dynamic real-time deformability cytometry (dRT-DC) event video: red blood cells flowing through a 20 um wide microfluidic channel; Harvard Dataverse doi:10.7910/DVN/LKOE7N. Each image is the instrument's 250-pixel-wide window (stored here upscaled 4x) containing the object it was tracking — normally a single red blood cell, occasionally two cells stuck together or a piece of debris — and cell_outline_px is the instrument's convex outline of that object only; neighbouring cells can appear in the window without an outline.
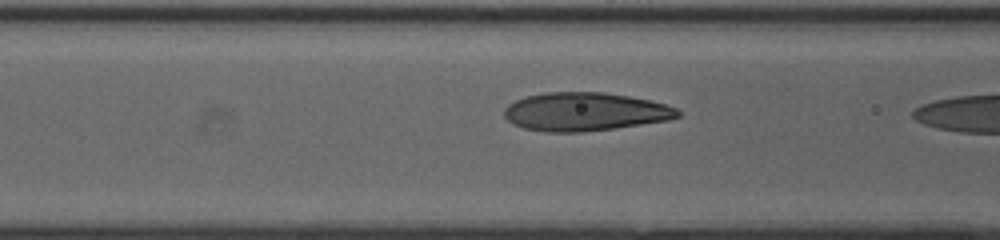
{"species": "human", "species_latin": "Homo sapiens", "temperature_condition": "cold", "stored_images_in_passage": 5, "camera_frame_rate_fps": 3000, "um_per_image_px": 0.085, "donor": {"sex": "female"}, "frame": {"image": 1, "passage_image": 4, "time_ms": 1.0, "image_size_px": [1000, 240], "cell_outline_px": [[680, 116], [668, 120], [612, 128], [580, 132], [544, 132], [524, 128], [512, 124], [504, 116], [504, 108], [508, 104], [524, 96], [544, 92], [604, 92], [628, 96], [648, 100], [664, 104], [676, 108], [680, 112]], "centroid_in_image_um": [49.66, 9.49], "position_along_channel_um": 116.9, "area_um2": 38.73}}